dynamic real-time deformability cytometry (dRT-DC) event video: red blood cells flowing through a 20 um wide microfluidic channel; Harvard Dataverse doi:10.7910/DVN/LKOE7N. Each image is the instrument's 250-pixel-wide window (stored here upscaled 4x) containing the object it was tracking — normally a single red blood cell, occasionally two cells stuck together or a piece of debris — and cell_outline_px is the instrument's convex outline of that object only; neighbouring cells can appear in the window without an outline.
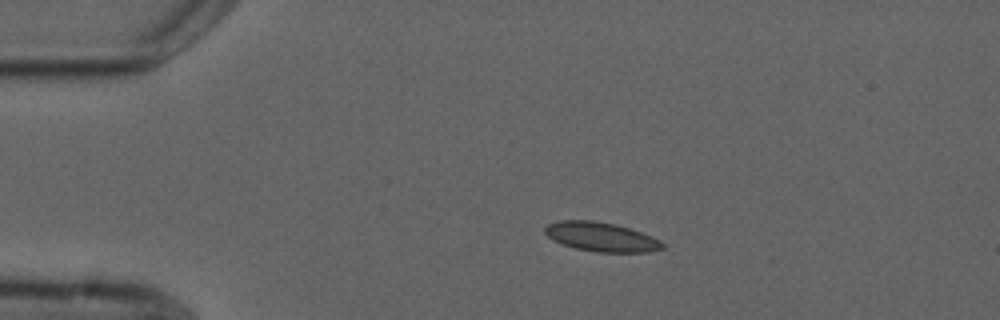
{"species": "common noctule bat (a hibernating species)", "species_latin": "Nyctalus noctula", "temperature_condition": "cold", "stored_images_in_passage": 5, "camera_frame_rate_fps": 3000, "um_per_image_px": 0.085, "animal": {"sex": "male", "forearm_length_mm": 52.5}, "frame": {"image": 1, "passage_image": 3, "time_ms": 2.333, "image_size_px": [1000, 320], "cell_outline_px": [[664, 248], [648, 252], [596, 252], [576, 248], [552, 240], [544, 232], [544, 228], [548, 224], [560, 220], [592, 220], [616, 224], [652, 236], [660, 240], [664, 244]], "centroid_in_image_um": [51.1, 20.13], "position_along_channel_um": 33.9, "area_um2": 19.94}}
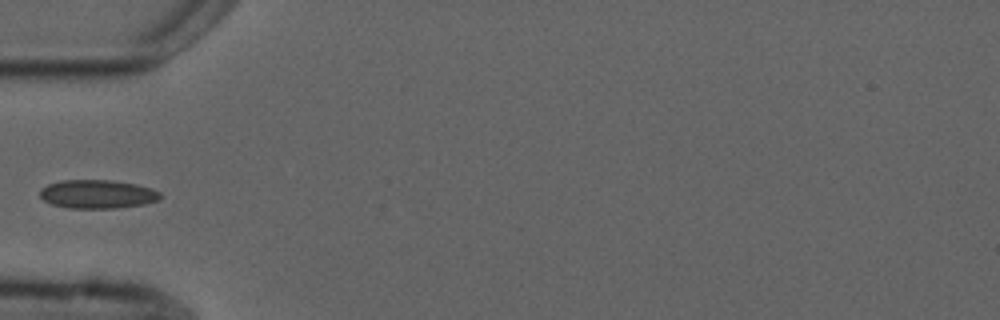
{"frame": {"image": 2, "passage_image": 5, "time_ms": 4.667, "image_size_px": [1000, 320], "cell_outline_px": [[164, 196], [160, 200], [144, 204], [116, 208], [68, 208], [52, 204], [44, 200], [40, 196], [40, 188], [48, 184], [60, 180], [112, 180], [136, 184], [152, 188], [160, 192]], "centroid_in_image_um": [8.31, 16.5], "position_along_channel_um": 76.7, "area_um2": 20.29}}